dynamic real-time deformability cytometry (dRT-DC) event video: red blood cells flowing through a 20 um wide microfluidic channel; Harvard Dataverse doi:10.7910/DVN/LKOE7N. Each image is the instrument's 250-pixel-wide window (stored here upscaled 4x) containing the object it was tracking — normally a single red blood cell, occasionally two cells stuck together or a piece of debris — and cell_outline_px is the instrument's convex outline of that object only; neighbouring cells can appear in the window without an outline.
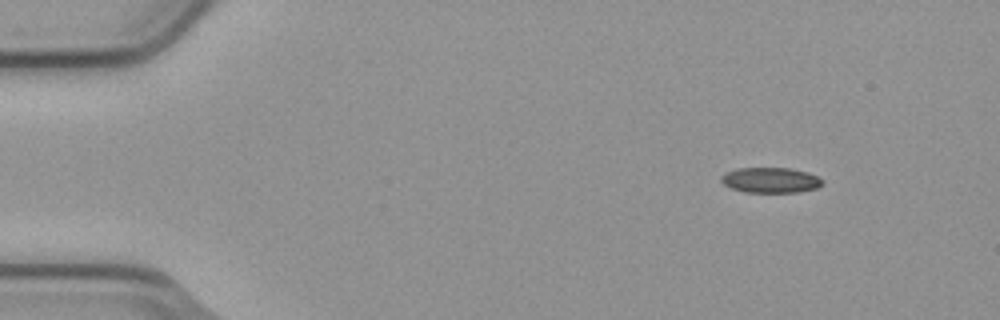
{"species": "common noctule bat (a hibernating species)", "species_latin": "Nyctalus noctula", "temperature_condition": "cold", "stored_images_in_passage": 3, "camera_frame_rate_fps": 3000, "um_per_image_px": 0.085, "animal": {"sex": "male", "body_mass_g": 23.1, "forearm_length_mm": 52.7}, "frame": {"image": 1, "passage_image": 1, "time_ms": 0.0, "image_size_px": [1000, 320], "cell_outline_px": [[824, 184], [816, 188], [800, 192], [744, 192], [732, 188], [724, 184], [720, 180], [720, 176], [724, 172], [736, 168], [792, 168], [808, 172], [824, 180]], "centroid_in_image_um": [65.49, 15.3], "position_along_channel_um": 19.5, "area_um2": 15.14}}
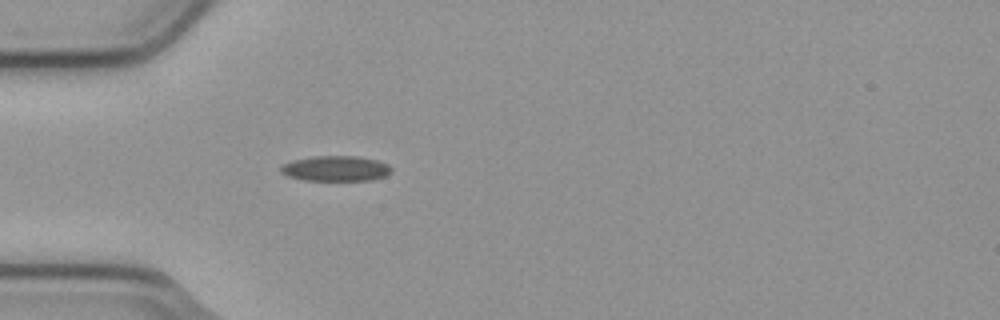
{"frame": {"image": 2, "passage_image": 3, "time_ms": 0.667, "image_size_px": [1000, 320], "cell_outline_px": [[392, 172], [384, 176], [372, 180], [304, 180], [288, 176], [280, 172], [280, 168], [284, 164], [292, 160], [312, 156], [356, 156], [376, 160], [388, 164], [392, 168]], "centroid_in_image_um": [28.54, 14.32], "position_along_channel_um": 56.5, "area_um2": 16.3}}